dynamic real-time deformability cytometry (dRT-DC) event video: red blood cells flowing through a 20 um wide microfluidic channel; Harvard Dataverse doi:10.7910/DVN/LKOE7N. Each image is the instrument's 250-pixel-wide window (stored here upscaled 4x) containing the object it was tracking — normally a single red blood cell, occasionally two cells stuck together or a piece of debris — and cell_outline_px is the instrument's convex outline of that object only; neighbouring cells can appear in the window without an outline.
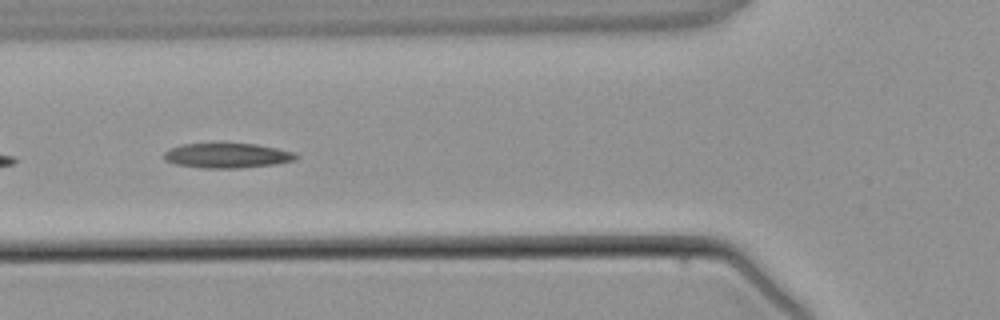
{"species": "common noctule bat (a hibernating species)", "species_latin": "Nyctalus noctula", "temperature_condition": "warm", "stored_images_in_passage": 2, "camera_frame_rate_fps": 3000, "um_per_image_px": 0.085, "animal": {"sex": "male", "body_mass_g": 21.5, "forearm_length_mm": 52.0}, "frame": {"image": 1, "passage_image": 2, "time_ms": 1.0, "image_size_px": [1000, 320], "cell_outline_px": [[300, 156], [296, 160], [276, 164], [240, 168], [200, 168], [176, 164], [164, 160], [164, 152], [168, 148], [180, 144], [220, 140], [224, 140], [256, 144], [296, 152]], "centroid_in_image_um": [19.28, 13.16], "position_along_channel_um": 106.5, "area_um2": 20.4}}